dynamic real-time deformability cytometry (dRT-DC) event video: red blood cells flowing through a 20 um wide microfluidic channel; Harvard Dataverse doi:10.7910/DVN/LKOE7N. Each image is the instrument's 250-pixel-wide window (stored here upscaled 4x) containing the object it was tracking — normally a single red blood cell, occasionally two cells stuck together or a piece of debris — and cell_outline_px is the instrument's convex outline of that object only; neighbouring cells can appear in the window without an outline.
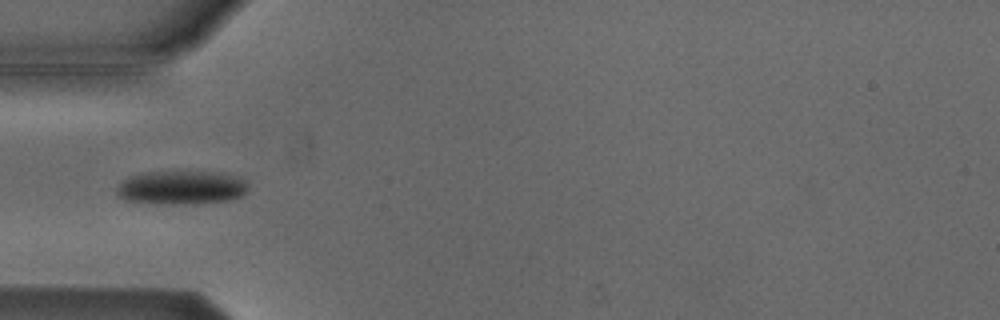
{"species": "Egyptian fruit bat (a non-hibernating species)", "species_latin": "Rousettus aegyptiacus", "temperature_condition": "cold", "stored_images_in_passage": 3, "camera_frame_rate_fps": 3000, "um_per_image_px": 0.085, "animal": {"sex": "male"}, "frame": {"image": 1, "passage_image": 1, "time_ms": 0.0, "image_size_px": [1000, 320], "cell_outline_px": [[248, 188], [240, 196], [232, 200], [196, 204], [156, 204], [128, 200], [116, 196], [116, 188], [128, 176], [148, 172], [220, 172], [236, 176], [244, 180], [248, 184]], "centroid_in_image_um": [15.42, 15.96], "position_along_channel_um": 69.6, "area_um2": 26.01}}
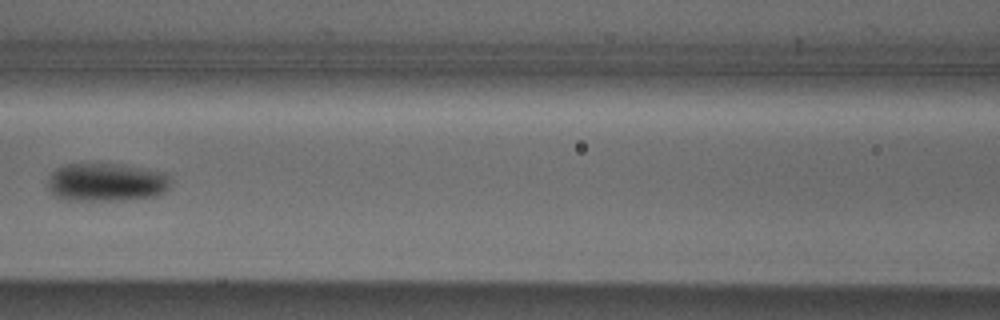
{"frame": {"image": 2, "passage_image": 3, "time_ms": 2.333, "image_size_px": [1000, 320], "cell_outline_px": [[172, 180], [168, 188], [164, 192], [156, 196], [132, 200], [64, 200], [52, 196], [48, 188], [48, 180], [52, 172], [56, 168], [64, 164], [120, 164], [168, 172]], "centroid_in_image_um": [9.07, 15.5], "position_along_channel_um": 157.5, "area_um2": 28.03}}